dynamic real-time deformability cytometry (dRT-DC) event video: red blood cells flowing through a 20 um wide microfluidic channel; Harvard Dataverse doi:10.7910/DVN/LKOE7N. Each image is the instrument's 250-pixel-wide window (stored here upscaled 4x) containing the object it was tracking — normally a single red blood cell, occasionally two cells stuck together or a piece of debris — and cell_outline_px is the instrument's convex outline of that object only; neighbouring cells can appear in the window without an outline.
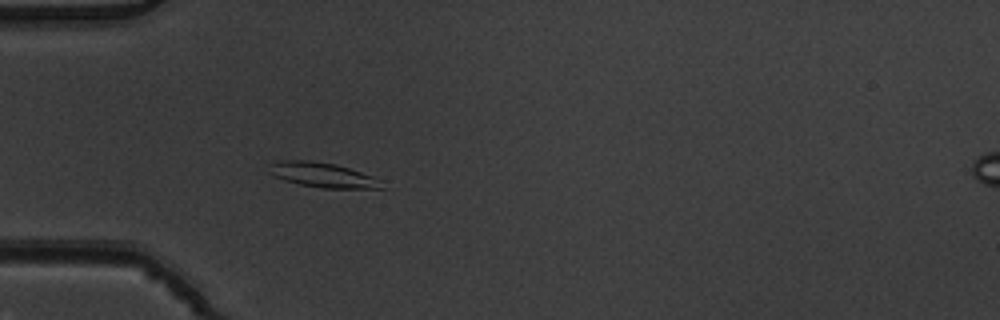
{"species": "common noctule bat (a hibernating species)", "species_latin": "Nyctalus noctula", "temperature_condition": "warm", "stored_images_in_passage": 4, "camera_frame_rate_fps": 3000, "um_per_image_px": 0.085, "animal": {"sex": "male", "body_mass_g": 19.5, "forearm_length_mm": 54.6}, "frame": {"image": 1, "passage_image": 4, "time_ms": 1.0, "image_size_px": [1000, 320], "cell_outline_px": [[384, 188], [324, 188], [300, 184], [284, 180], [268, 172], [268, 164], [280, 160], [312, 160], [336, 164], [372, 176], [380, 180]], "centroid_in_image_um": [27.38, 14.85], "position_along_channel_um": 57.6, "area_um2": 16.18}}